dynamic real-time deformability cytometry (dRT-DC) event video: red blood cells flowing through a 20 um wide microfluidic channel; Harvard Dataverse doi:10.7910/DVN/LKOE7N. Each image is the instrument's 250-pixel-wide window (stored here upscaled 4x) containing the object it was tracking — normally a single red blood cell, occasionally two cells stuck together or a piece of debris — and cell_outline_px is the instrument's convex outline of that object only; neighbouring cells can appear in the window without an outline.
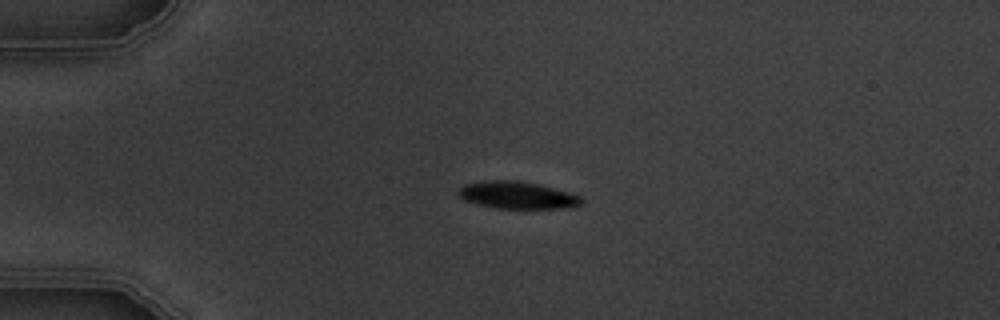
{"species": "common noctule bat (a hibernating species)", "species_latin": "Nyctalus noctula", "temperature_condition": "warm", "stored_images_in_passage": 5, "camera_frame_rate_fps": 3000, "um_per_image_px": 0.085, "animal": {"sex": "male", "body_mass_g": 19.5, "forearm_length_mm": 54.6}, "frame": {"image": 1, "passage_image": 3, "time_ms": 3.0, "image_size_px": [1000, 320], "cell_outline_px": [[584, 200], [580, 204], [572, 208], [496, 208], [476, 204], [464, 200], [456, 192], [464, 184], [484, 180], [520, 180], [568, 192], [580, 196]], "centroid_in_image_um": [43.94, 16.59], "position_along_channel_um": 41.1, "area_um2": 19.54}}